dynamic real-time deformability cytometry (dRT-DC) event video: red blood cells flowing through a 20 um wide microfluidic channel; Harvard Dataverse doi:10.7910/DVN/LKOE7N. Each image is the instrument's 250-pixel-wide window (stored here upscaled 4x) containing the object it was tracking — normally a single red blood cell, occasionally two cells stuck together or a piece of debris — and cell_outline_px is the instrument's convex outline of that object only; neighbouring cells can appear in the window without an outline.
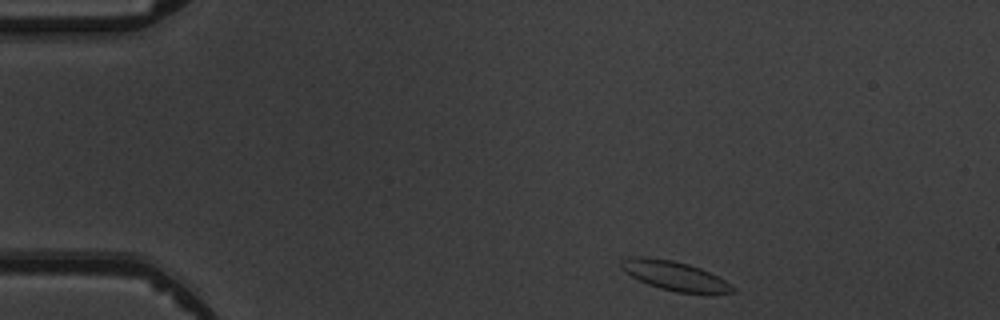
{"species": "common noctule bat (a hibernating species)", "species_latin": "Nyctalus noctula", "temperature_condition": "warm", "stored_images_in_passage": 3, "camera_frame_rate_fps": 3000, "um_per_image_px": 0.085, "animal": {"sex": "male", "body_mass_g": 19.5, "forearm_length_mm": 54.6}, "frame": {"image": 1, "passage_image": 1, "time_ms": 0.0, "image_size_px": [1000, 320], "cell_outline_px": [[736, 292], [708, 296], [676, 292], [660, 288], [648, 284], [624, 272], [620, 268], [620, 260], [628, 256], [644, 256], [672, 260], [688, 264], [700, 268], [724, 280], [736, 288]], "centroid_in_image_um": [57.38, 23.47], "position_along_channel_um": 27.6, "area_um2": 19.59}}